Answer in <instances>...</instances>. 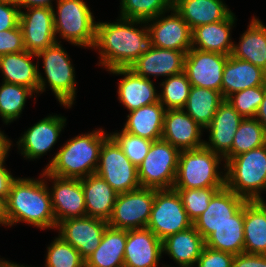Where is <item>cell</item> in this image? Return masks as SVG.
I'll list each match as a JSON object with an SVG mask.
<instances>
[{
	"instance_id": "6da1fadb",
	"label": "cell",
	"mask_w": 266,
	"mask_h": 267,
	"mask_svg": "<svg viewBox=\"0 0 266 267\" xmlns=\"http://www.w3.org/2000/svg\"><path fill=\"white\" fill-rule=\"evenodd\" d=\"M116 21L96 22L93 48L99 51L98 65L104 66L107 71L129 68L142 54L153 48L146 21L124 18ZM139 24H144L143 28Z\"/></svg>"
},
{
	"instance_id": "7a4b0ae2",
	"label": "cell",
	"mask_w": 266,
	"mask_h": 267,
	"mask_svg": "<svg viewBox=\"0 0 266 267\" xmlns=\"http://www.w3.org/2000/svg\"><path fill=\"white\" fill-rule=\"evenodd\" d=\"M46 179L17 178L6 199L9 226L19 222L43 229H56L51 194Z\"/></svg>"
},
{
	"instance_id": "3957f363",
	"label": "cell",
	"mask_w": 266,
	"mask_h": 267,
	"mask_svg": "<svg viewBox=\"0 0 266 267\" xmlns=\"http://www.w3.org/2000/svg\"><path fill=\"white\" fill-rule=\"evenodd\" d=\"M109 134L101 128L68 140L44 168L62 178H84L95 174L100 149Z\"/></svg>"
},
{
	"instance_id": "277c9868",
	"label": "cell",
	"mask_w": 266,
	"mask_h": 267,
	"mask_svg": "<svg viewBox=\"0 0 266 267\" xmlns=\"http://www.w3.org/2000/svg\"><path fill=\"white\" fill-rule=\"evenodd\" d=\"M225 186L247 201L266 191V144L225 160Z\"/></svg>"
},
{
	"instance_id": "5b68a950",
	"label": "cell",
	"mask_w": 266,
	"mask_h": 267,
	"mask_svg": "<svg viewBox=\"0 0 266 267\" xmlns=\"http://www.w3.org/2000/svg\"><path fill=\"white\" fill-rule=\"evenodd\" d=\"M221 161L222 156L204 146L180 151L173 189L225 187V172L218 170Z\"/></svg>"
},
{
	"instance_id": "8992f818",
	"label": "cell",
	"mask_w": 266,
	"mask_h": 267,
	"mask_svg": "<svg viewBox=\"0 0 266 267\" xmlns=\"http://www.w3.org/2000/svg\"><path fill=\"white\" fill-rule=\"evenodd\" d=\"M38 60L42 57L44 68V78L40 72L39 76V92H44L45 88L50 86L57 101L63 107L71 108L76 97V80L75 68L72 65L67 51L61 46L60 42L54 43L45 50L36 54ZM48 82V83H47Z\"/></svg>"
},
{
	"instance_id": "52a82bcc",
	"label": "cell",
	"mask_w": 266,
	"mask_h": 267,
	"mask_svg": "<svg viewBox=\"0 0 266 267\" xmlns=\"http://www.w3.org/2000/svg\"><path fill=\"white\" fill-rule=\"evenodd\" d=\"M54 9L55 35L71 44L93 48L96 22L86 2L83 0H58Z\"/></svg>"
},
{
	"instance_id": "ba28073f",
	"label": "cell",
	"mask_w": 266,
	"mask_h": 267,
	"mask_svg": "<svg viewBox=\"0 0 266 267\" xmlns=\"http://www.w3.org/2000/svg\"><path fill=\"white\" fill-rule=\"evenodd\" d=\"M180 151L164 139L152 142L148 154L137 167L141 187L173 189Z\"/></svg>"
},
{
	"instance_id": "9c48e42d",
	"label": "cell",
	"mask_w": 266,
	"mask_h": 267,
	"mask_svg": "<svg viewBox=\"0 0 266 267\" xmlns=\"http://www.w3.org/2000/svg\"><path fill=\"white\" fill-rule=\"evenodd\" d=\"M193 226L178 192L174 189H155L151 215L146 226L161 241Z\"/></svg>"
},
{
	"instance_id": "30bf717a",
	"label": "cell",
	"mask_w": 266,
	"mask_h": 267,
	"mask_svg": "<svg viewBox=\"0 0 266 267\" xmlns=\"http://www.w3.org/2000/svg\"><path fill=\"white\" fill-rule=\"evenodd\" d=\"M95 174L103 178L118 194L141 187L137 167L110 136L101 146Z\"/></svg>"
},
{
	"instance_id": "8fae6325",
	"label": "cell",
	"mask_w": 266,
	"mask_h": 267,
	"mask_svg": "<svg viewBox=\"0 0 266 267\" xmlns=\"http://www.w3.org/2000/svg\"><path fill=\"white\" fill-rule=\"evenodd\" d=\"M155 198V189L140 187L118 194L108 225L117 229L146 228Z\"/></svg>"
},
{
	"instance_id": "7c38bea8",
	"label": "cell",
	"mask_w": 266,
	"mask_h": 267,
	"mask_svg": "<svg viewBox=\"0 0 266 267\" xmlns=\"http://www.w3.org/2000/svg\"><path fill=\"white\" fill-rule=\"evenodd\" d=\"M228 56L191 48L184 60V72L190 84L221 93L222 76Z\"/></svg>"
},
{
	"instance_id": "4fadbf2b",
	"label": "cell",
	"mask_w": 266,
	"mask_h": 267,
	"mask_svg": "<svg viewBox=\"0 0 266 267\" xmlns=\"http://www.w3.org/2000/svg\"><path fill=\"white\" fill-rule=\"evenodd\" d=\"M41 177L53 180L49 191L57 224L65 219L87 216L81 179L57 177L45 169Z\"/></svg>"
},
{
	"instance_id": "5bb4252c",
	"label": "cell",
	"mask_w": 266,
	"mask_h": 267,
	"mask_svg": "<svg viewBox=\"0 0 266 267\" xmlns=\"http://www.w3.org/2000/svg\"><path fill=\"white\" fill-rule=\"evenodd\" d=\"M20 10L19 25L23 32L25 50L37 54L58 41L54 29V9L30 7Z\"/></svg>"
},
{
	"instance_id": "9a60e30c",
	"label": "cell",
	"mask_w": 266,
	"mask_h": 267,
	"mask_svg": "<svg viewBox=\"0 0 266 267\" xmlns=\"http://www.w3.org/2000/svg\"><path fill=\"white\" fill-rule=\"evenodd\" d=\"M170 11L146 21L153 46L187 53L192 48V30L174 8Z\"/></svg>"
},
{
	"instance_id": "2e32d148",
	"label": "cell",
	"mask_w": 266,
	"mask_h": 267,
	"mask_svg": "<svg viewBox=\"0 0 266 267\" xmlns=\"http://www.w3.org/2000/svg\"><path fill=\"white\" fill-rule=\"evenodd\" d=\"M107 221L90 216L69 218L59 222V236L78 250L86 260L100 245Z\"/></svg>"
},
{
	"instance_id": "e0dca14e",
	"label": "cell",
	"mask_w": 266,
	"mask_h": 267,
	"mask_svg": "<svg viewBox=\"0 0 266 267\" xmlns=\"http://www.w3.org/2000/svg\"><path fill=\"white\" fill-rule=\"evenodd\" d=\"M66 120L61 115H50L28 128L17 141L21 155L30 160L44 156L57 143Z\"/></svg>"
},
{
	"instance_id": "ac0fdd59",
	"label": "cell",
	"mask_w": 266,
	"mask_h": 267,
	"mask_svg": "<svg viewBox=\"0 0 266 267\" xmlns=\"http://www.w3.org/2000/svg\"><path fill=\"white\" fill-rule=\"evenodd\" d=\"M203 128L183 109H169L164 115L162 139L179 151L194 150L204 146Z\"/></svg>"
},
{
	"instance_id": "d6986e66",
	"label": "cell",
	"mask_w": 266,
	"mask_h": 267,
	"mask_svg": "<svg viewBox=\"0 0 266 267\" xmlns=\"http://www.w3.org/2000/svg\"><path fill=\"white\" fill-rule=\"evenodd\" d=\"M246 199L236 195L226 186L211 198L207 209L193 222V226L205 240L216 228L231 220Z\"/></svg>"
},
{
	"instance_id": "ffe728a7",
	"label": "cell",
	"mask_w": 266,
	"mask_h": 267,
	"mask_svg": "<svg viewBox=\"0 0 266 267\" xmlns=\"http://www.w3.org/2000/svg\"><path fill=\"white\" fill-rule=\"evenodd\" d=\"M244 118L225 99L220 103L213 120L206 128L209 131V142L204 147L219 154L224 160L231 158L234 134Z\"/></svg>"
},
{
	"instance_id": "44dd1931",
	"label": "cell",
	"mask_w": 266,
	"mask_h": 267,
	"mask_svg": "<svg viewBox=\"0 0 266 267\" xmlns=\"http://www.w3.org/2000/svg\"><path fill=\"white\" fill-rule=\"evenodd\" d=\"M162 241L148 228L127 230L124 267H158Z\"/></svg>"
},
{
	"instance_id": "7402d4cb",
	"label": "cell",
	"mask_w": 266,
	"mask_h": 267,
	"mask_svg": "<svg viewBox=\"0 0 266 267\" xmlns=\"http://www.w3.org/2000/svg\"><path fill=\"white\" fill-rule=\"evenodd\" d=\"M109 72L124 75L118 84V99L128 111L159 102V94L152 80L137 75L130 68H115Z\"/></svg>"
},
{
	"instance_id": "603a6c76",
	"label": "cell",
	"mask_w": 266,
	"mask_h": 267,
	"mask_svg": "<svg viewBox=\"0 0 266 267\" xmlns=\"http://www.w3.org/2000/svg\"><path fill=\"white\" fill-rule=\"evenodd\" d=\"M186 53L173 49L154 47L142 54L129 68L137 75L151 79L150 76H172L184 71ZM150 75V76H149Z\"/></svg>"
},
{
	"instance_id": "cb8c5ba5",
	"label": "cell",
	"mask_w": 266,
	"mask_h": 267,
	"mask_svg": "<svg viewBox=\"0 0 266 267\" xmlns=\"http://www.w3.org/2000/svg\"><path fill=\"white\" fill-rule=\"evenodd\" d=\"M264 84H266L265 70L248 61L228 56L221 83V95L224 99L238 91Z\"/></svg>"
},
{
	"instance_id": "d4e9b609",
	"label": "cell",
	"mask_w": 266,
	"mask_h": 267,
	"mask_svg": "<svg viewBox=\"0 0 266 267\" xmlns=\"http://www.w3.org/2000/svg\"><path fill=\"white\" fill-rule=\"evenodd\" d=\"M235 20L232 13L225 20L196 27L192 30V48L231 55L234 42L230 32Z\"/></svg>"
},
{
	"instance_id": "484cf974",
	"label": "cell",
	"mask_w": 266,
	"mask_h": 267,
	"mask_svg": "<svg viewBox=\"0 0 266 267\" xmlns=\"http://www.w3.org/2000/svg\"><path fill=\"white\" fill-rule=\"evenodd\" d=\"M87 216L108 221L118 193L96 174L81 178Z\"/></svg>"
},
{
	"instance_id": "4316f807",
	"label": "cell",
	"mask_w": 266,
	"mask_h": 267,
	"mask_svg": "<svg viewBox=\"0 0 266 267\" xmlns=\"http://www.w3.org/2000/svg\"><path fill=\"white\" fill-rule=\"evenodd\" d=\"M173 8L191 30L203 24L225 20L233 13L223 0H174Z\"/></svg>"
},
{
	"instance_id": "83f0119b",
	"label": "cell",
	"mask_w": 266,
	"mask_h": 267,
	"mask_svg": "<svg viewBox=\"0 0 266 267\" xmlns=\"http://www.w3.org/2000/svg\"><path fill=\"white\" fill-rule=\"evenodd\" d=\"M33 57H36V54L26 50L0 56L3 82L26 86L38 93L40 70L38 64L31 61Z\"/></svg>"
},
{
	"instance_id": "f1b7e54d",
	"label": "cell",
	"mask_w": 266,
	"mask_h": 267,
	"mask_svg": "<svg viewBox=\"0 0 266 267\" xmlns=\"http://www.w3.org/2000/svg\"><path fill=\"white\" fill-rule=\"evenodd\" d=\"M205 246V240L194 226L162 240L163 253L170 257L179 267H194Z\"/></svg>"
},
{
	"instance_id": "f546056e",
	"label": "cell",
	"mask_w": 266,
	"mask_h": 267,
	"mask_svg": "<svg viewBox=\"0 0 266 267\" xmlns=\"http://www.w3.org/2000/svg\"><path fill=\"white\" fill-rule=\"evenodd\" d=\"M244 253L266 255V203L261 199L244 204Z\"/></svg>"
},
{
	"instance_id": "4dcf8cb0",
	"label": "cell",
	"mask_w": 266,
	"mask_h": 267,
	"mask_svg": "<svg viewBox=\"0 0 266 267\" xmlns=\"http://www.w3.org/2000/svg\"><path fill=\"white\" fill-rule=\"evenodd\" d=\"M231 55L248 61L266 71V26L255 16L238 44H233Z\"/></svg>"
},
{
	"instance_id": "1f68e13d",
	"label": "cell",
	"mask_w": 266,
	"mask_h": 267,
	"mask_svg": "<svg viewBox=\"0 0 266 267\" xmlns=\"http://www.w3.org/2000/svg\"><path fill=\"white\" fill-rule=\"evenodd\" d=\"M165 112L160 102L132 110L122 130L151 141L159 140L162 138Z\"/></svg>"
},
{
	"instance_id": "d6a6232c",
	"label": "cell",
	"mask_w": 266,
	"mask_h": 267,
	"mask_svg": "<svg viewBox=\"0 0 266 267\" xmlns=\"http://www.w3.org/2000/svg\"><path fill=\"white\" fill-rule=\"evenodd\" d=\"M126 241L127 230L108 225L100 245L85 260V267H124Z\"/></svg>"
},
{
	"instance_id": "836d02e7",
	"label": "cell",
	"mask_w": 266,
	"mask_h": 267,
	"mask_svg": "<svg viewBox=\"0 0 266 267\" xmlns=\"http://www.w3.org/2000/svg\"><path fill=\"white\" fill-rule=\"evenodd\" d=\"M244 205L231 220L219 226L205 239V246L233 255L244 253Z\"/></svg>"
},
{
	"instance_id": "e575fe53",
	"label": "cell",
	"mask_w": 266,
	"mask_h": 267,
	"mask_svg": "<svg viewBox=\"0 0 266 267\" xmlns=\"http://www.w3.org/2000/svg\"><path fill=\"white\" fill-rule=\"evenodd\" d=\"M223 100L219 91L192 86L183 110L206 130Z\"/></svg>"
},
{
	"instance_id": "d590c367",
	"label": "cell",
	"mask_w": 266,
	"mask_h": 267,
	"mask_svg": "<svg viewBox=\"0 0 266 267\" xmlns=\"http://www.w3.org/2000/svg\"><path fill=\"white\" fill-rule=\"evenodd\" d=\"M35 92L22 85L2 81L0 86V117L7 125L22 114L27 98Z\"/></svg>"
},
{
	"instance_id": "8d00e7d4",
	"label": "cell",
	"mask_w": 266,
	"mask_h": 267,
	"mask_svg": "<svg viewBox=\"0 0 266 267\" xmlns=\"http://www.w3.org/2000/svg\"><path fill=\"white\" fill-rule=\"evenodd\" d=\"M266 144V130L256 118H244L233 138L231 158Z\"/></svg>"
},
{
	"instance_id": "74e56055",
	"label": "cell",
	"mask_w": 266,
	"mask_h": 267,
	"mask_svg": "<svg viewBox=\"0 0 266 267\" xmlns=\"http://www.w3.org/2000/svg\"><path fill=\"white\" fill-rule=\"evenodd\" d=\"M160 86L159 102L166 110L185 107L192 85L184 71L165 78Z\"/></svg>"
},
{
	"instance_id": "f35d334b",
	"label": "cell",
	"mask_w": 266,
	"mask_h": 267,
	"mask_svg": "<svg viewBox=\"0 0 266 267\" xmlns=\"http://www.w3.org/2000/svg\"><path fill=\"white\" fill-rule=\"evenodd\" d=\"M174 0H121L120 17L143 20L155 18L161 13L170 12Z\"/></svg>"
},
{
	"instance_id": "ab89813d",
	"label": "cell",
	"mask_w": 266,
	"mask_h": 267,
	"mask_svg": "<svg viewBox=\"0 0 266 267\" xmlns=\"http://www.w3.org/2000/svg\"><path fill=\"white\" fill-rule=\"evenodd\" d=\"M45 267H85V260L77 249L59 235L47 247Z\"/></svg>"
},
{
	"instance_id": "60d3db41",
	"label": "cell",
	"mask_w": 266,
	"mask_h": 267,
	"mask_svg": "<svg viewBox=\"0 0 266 267\" xmlns=\"http://www.w3.org/2000/svg\"><path fill=\"white\" fill-rule=\"evenodd\" d=\"M265 92L266 84L238 91L228 96L225 100L229 102L243 118H255L265 96Z\"/></svg>"
},
{
	"instance_id": "b9f144b4",
	"label": "cell",
	"mask_w": 266,
	"mask_h": 267,
	"mask_svg": "<svg viewBox=\"0 0 266 267\" xmlns=\"http://www.w3.org/2000/svg\"><path fill=\"white\" fill-rule=\"evenodd\" d=\"M109 136L117 143L123 150L125 156L136 167L142 163L153 142L123 130H121V132L110 133Z\"/></svg>"
},
{
	"instance_id": "7bdbcfd3",
	"label": "cell",
	"mask_w": 266,
	"mask_h": 267,
	"mask_svg": "<svg viewBox=\"0 0 266 267\" xmlns=\"http://www.w3.org/2000/svg\"><path fill=\"white\" fill-rule=\"evenodd\" d=\"M222 188L174 189L178 192L188 217L194 222L208 207L212 196Z\"/></svg>"
},
{
	"instance_id": "ee69618b",
	"label": "cell",
	"mask_w": 266,
	"mask_h": 267,
	"mask_svg": "<svg viewBox=\"0 0 266 267\" xmlns=\"http://www.w3.org/2000/svg\"><path fill=\"white\" fill-rule=\"evenodd\" d=\"M234 255L204 246L195 267H233Z\"/></svg>"
},
{
	"instance_id": "f6af8a7d",
	"label": "cell",
	"mask_w": 266,
	"mask_h": 267,
	"mask_svg": "<svg viewBox=\"0 0 266 267\" xmlns=\"http://www.w3.org/2000/svg\"><path fill=\"white\" fill-rule=\"evenodd\" d=\"M21 51H25V44L20 25L0 32V56Z\"/></svg>"
},
{
	"instance_id": "bcb514c9",
	"label": "cell",
	"mask_w": 266,
	"mask_h": 267,
	"mask_svg": "<svg viewBox=\"0 0 266 267\" xmlns=\"http://www.w3.org/2000/svg\"><path fill=\"white\" fill-rule=\"evenodd\" d=\"M20 9L14 0H0V32L19 25Z\"/></svg>"
},
{
	"instance_id": "7dc6e473",
	"label": "cell",
	"mask_w": 266,
	"mask_h": 267,
	"mask_svg": "<svg viewBox=\"0 0 266 267\" xmlns=\"http://www.w3.org/2000/svg\"><path fill=\"white\" fill-rule=\"evenodd\" d=\"M233 267H266V255L247 253L234 255Z\"/></svg>"
},
{
	"instance_id": "c3c4849f",
	"label": "cell",
	"mask_w": 266,
	"mask_h": 267,
	"mask_svg": "<svg viewBox=\"0 0 266 267\" xmlns=\"http://www.w3.org/2000/svg\"><path fill=\"white\" fill-rule=\"evenodd\" d=\"M5 160H0V196L7 199L11 185L16 179L4 165Z\"/></svg>"
},
{
	"instance_id": "681fc988",
	"label": "cell",
	"mask_w": 266,
	"mask_h": 267,
	"mask_svg": "<svg viewBox=\"0 0 266 267\" xmlns=\"http://www.w3.org/2000/svg\"><path fill=\"white\" fill-rule=\"evenodd\" d=\"M16 4L19 6V9L21 10L22 8H30V7H48V8H53L54 6L52 5L53 0H14ZM58 1V0H57Z\"/></svg>"
},
{
	"instance_id": "f907efd6",
	"label": "cell",
	"mask_w": 266,
	"mask_h": 267,
	"mask_svg": "<svg viewBox=\"0 0 266 267\" xmlns=\"http://www.w3.org/2000/svg\"><path fill=\"white\" fill-rule=\"evenodd\" d=\"M11 145V140L0 130V160L6 159Z\"/></svg>"
},
{
	"instance_id": "816d5d0a",
	"label": "cell",
	"mask_w": 266,
	"mask_h": 267,
	"mask_svg": "<svg viewBox=\"0 0 266 267\" xmlns=\"http://www.w3.org/2000/svg\"><path fill=\"white\" fill-rule=\"evenodd\" d=\"M0 224L9 227L6 198L0 196Z\"/></svg>"
},
{
	"instance_id": "f5cc1de1",
	"label": "cell",
	"mask_w": 266,
	"mask_h": 267,
	"mask_svg": "<svg viewBox=\"0 0 266 267\" xmlns=\"http://www.w3.org/2000/svg\"><path fill=\"white\" fill-rule=\"evenodd\" d=\"M255 118L262 124V126L266 130V92Z\"/></svg>"
},
{
	"instance_id": "db71d44e",
	"label": "cell",
	"mask_w": 266,
	"mask_h": 267,
	"mask_svg": "<svg viewBox=\"0 0 266 267\" xmlns=\"http://www.w3.org/2000/svg\"><path fill=\"white\" fill-rule=\"evenodd\" d=\"M14 264V262H10L8 260H3V258H0V267H12Z\"/></svg>"
},
{
	"instance_id": "11a10c76",
	"label": "cell",
	"mask_w": 266,
	"mask_h": 267,
	"mask_svg": "<svg viewBox=\"0 0 266 267\" xmlns=\"http://www.w3.org/2000/svg\"><path fill=\"white\" fill-rule=\"evenodd\" d=\"M12 267H27V266H25V265L23 266V264H22V265H19V264H16V263H15ZM28 267H29V266H28Z\"/></svg>"
}]
</instances>
